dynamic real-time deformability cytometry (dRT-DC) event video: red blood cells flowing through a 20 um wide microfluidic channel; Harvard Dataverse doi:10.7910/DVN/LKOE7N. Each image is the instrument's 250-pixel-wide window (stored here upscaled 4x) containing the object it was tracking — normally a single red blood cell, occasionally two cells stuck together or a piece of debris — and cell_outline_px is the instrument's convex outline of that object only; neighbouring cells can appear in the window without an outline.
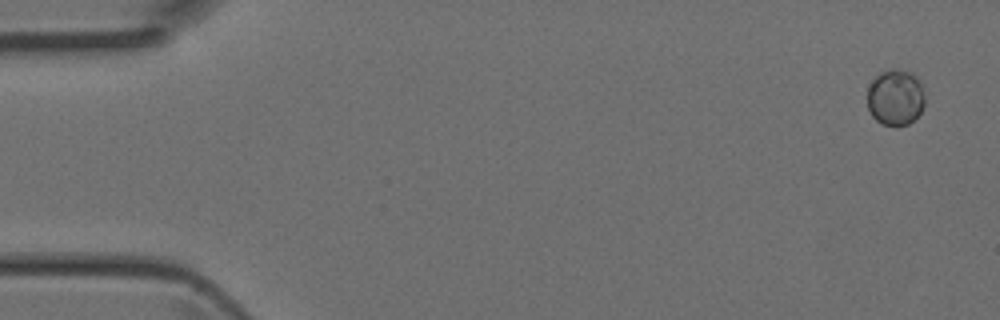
{"species": "Egyptian fruit bat (a non-hibernating species)", "species_latin": "Rousettus aegyptiacus", "temperature_condition": "room temperature", "stored_images_in_passage": 4, "camera_frame_rate_fps": 3000, "um_per_image_px": 0.085, "animal": {"sex": "female"}, "frame": {"image": 1, "passage_image": 1, "time_ms": 0.0, "image_size_px": [1000, 320], "cell_outline_px": [[924, 104], [920, 112], [908, 124], [896, 128], [880, 124], [872, 116], [868, 108], [868, 88], [872, 80], [880, 72], [892, 68], [896, 68], [912, 72], [920, 80], [924, 92]], "centroid_in_image_um": [76.11, 8.29], "position_along_channel_um": 8.9, "area_um2": 19.19}}
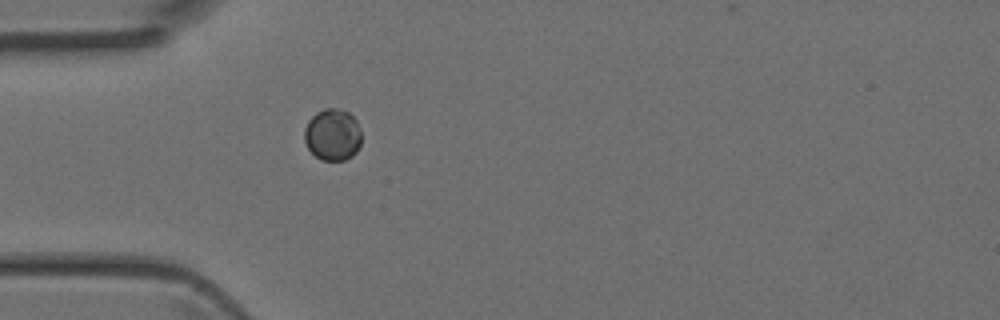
{"frame": {"image": 2, "passage_image": 4, "time_ms": 1.0, "image_size_px": [1000, 320], "cell_outline_px": [[360, 144], [356, 152], [352, 156], [344, 160], [320, 160], [308, 148], [304, 140], [304, 128], [308, 120], [316, 112], [324, 108], [336, 108], [348, 112], [356, 120], [360, 128]], "centroid_in_image_um": [28.25, 11.44], "position_along_channel_um": 56.7, "area_um2": 17.28}}